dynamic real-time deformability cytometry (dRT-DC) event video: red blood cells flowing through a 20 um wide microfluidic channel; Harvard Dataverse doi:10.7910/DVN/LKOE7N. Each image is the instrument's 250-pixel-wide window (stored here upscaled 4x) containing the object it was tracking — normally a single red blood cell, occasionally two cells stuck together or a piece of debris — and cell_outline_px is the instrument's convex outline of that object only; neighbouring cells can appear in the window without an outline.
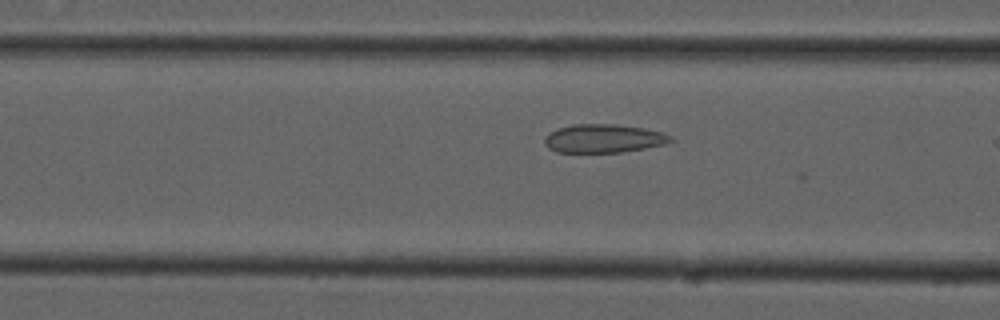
{"species": "common noctule bat (a hibernating species)", "species_latin": "Nyctalus noctula", "temperature_condition": "cold", "stored_images_in_passage": 12, "camera_frame_rate_fps": 3000, "um_per_image_px": 0.085, "animal": {"sex": "male", "forearm_length_mm": 52.5}, "frame": {"image": 1, "passage_image": 11, "time_ms": 3.333, "image_size_px": [1000, 320], "cell_outline_px": [[672, 140], [664, 144], [644, 148], [620, 152], [556, 152], [548, 148], [544, 144], [544, 136], [548, 132], [556, 128], [572, 124], [616, 124], [644, 128], [660, 132], [672, 136]], "centroid_in_image_um": [51.23, 11.76], "position_along_channel_um": 115.4, "area_um2": 20.98}}